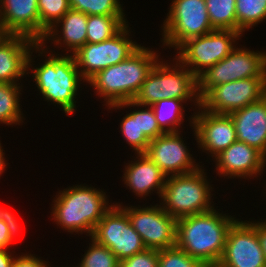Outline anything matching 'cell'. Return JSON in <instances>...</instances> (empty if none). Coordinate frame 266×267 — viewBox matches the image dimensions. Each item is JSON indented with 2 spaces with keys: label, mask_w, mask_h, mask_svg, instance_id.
<instances>
[{
  "label": "cell",
  "mask_w": 266,
  "mask_h": 267,
  "mask_svg": "<svg viewBox=\"0 0 266 267\" xmlns=\"http://www.w3.org/2000/svg\"><path fill=\"white\" fill-rule=\"evenodd\" d=\"M205 169L202 165L190 173L167 176L159 199L163 210L179 219L215 208L212 204L215 193H211L214 188Z\"/></svg>",
  "instance_id": "cell-6"
},
{
  "label": "cell",
  "mask_w": 266,
  "mask_h": 267,
  "mask_svg": "<svg viewBox=\"0 0 266 267\" xmlns=\"http://www.w3.org/2000/svg\"><path fill=\"white\" fill-rule=\"evenodd\" d=\"M216 267H266L256 230L247 220L238 218L230 227Z\"/></svg>",
  "instance_id": "cell-15"
},
{
  "label": "cell",
  "mask_w": 266,
  "mask_h": 267,
  "mask_svg": "<svg viewBox=\"0 0 266 267\" xmlns=\"http://www.w3.org/2000/svg\"><path fill=\"white\" fill-rule=\"evenodd\" d=\"M237 141L255 147L266 157V95L230 113Z\"/></svg>",
  "instance_id": "cell-21"
},
{
  "label": "cell",
  "mask_w": 266,
  "mask_h": 267,
  "mask_svg": "<svg viewBox=\"0 0 266 267\" xmlns=\"http://www.w3.org/2000/svg\"><path fill=\"white\" fill-rule=\"evenodd\" d=\"M161 26V48L176 50L186 40L210 33L212 28L205 0H171Z\"/></svg>",
  "instance_id": "cell-7"
},
{
  "label": "cell",
  "mask_w": 266,
  "mask_h": 267,
  "mask_svg": "<svg viewBox=\"0 0 266 267\" xmlns=\"http://www.w3.org/2000/svg\"><path fill=\"white\" fill-rule=\"evenodd\" d=\"M213 29L237 31L236 0H205Z\"/></svg>",
  "instance_id": "cell-27"
},
{
  "label": "cell",
  "mask_w": 266,
  "mask_h": 267,
  "mask_svg": "<svg viewBox=\"0 0 266 267\" xmlns=\"http://www.w3.org/2000/svg\"><path fill=\"white\" fill-rule=\"evenodd\" d=\"M158 51L140 46L126 60L98 72L87 83L110 106L132 101L157 61Z\"/></svg>",
  "instance_id": "cell-4"
},
{
  "label": "cell",
  "mask_w": 266,
  "mask_h": 267,
  "mask_svg": "<svg viewBox=\"0 0 266 267\" xmlns=\"http://www.w3.org/2000/svg\"><path fill=\"white\" fill-rule=\"evenodd\" d=\"M237 32L249 31L266 20V0H236Z\"/></svg>",
  "instance_id": "cell-28"
},
{
  "label": "cell",
  "mask_w": 266,
  "mask_h": 267,
  "mask_svg": "<svg viewBox=\"0 0 266 267\" xmlns=\"http://www.w3.org/2000/svg\"><path fill=\"white\" fill-rule=\"evenodd\" d=\"M251 77H266V52L237 46L197 77L199 97L214 86Z\"/></svg>",
  "instance_id": "cell-9"
},
{
  "label": "cell",
  "mask_w": 266,
  "mask_h": 267,
  "mask_svg": "<svg viewBox=\"0 0 266 267\" xmlns=\"http://www.w3.org/2000/svg\"><path fill=\"white\" fill-rule=\"evenodd\" d=\"M87 20V14L70 9L47 31L40 43L51 42L50 44H54L55 48L62 49L63 47V52L67 51L66 55H72L87 43Z\"/></svg>",
  "instance_id": "cell-22"
},
{
  "label": "cell",
  "mask_w": 266,
  "mask_h": 267,
  "mask_svg": "<svg viewBox=\"0 0 266 267\" xmlns=\"http://www.w3.org/2000/svg\"><path fill=\"white\" fill-rule=\"evenodd\" d=\"M130 28L127 23L111 39L86 43L72 54L86 84L98 72L126 60L142 45L132 40Z\"/></svg>",
  "instance_id": "cell-10"
},
{
  "label": "cell",
  "mask_w": 266,
  "mask_h": 267,
  "mask_svg": "<svg viewBox=\"0 0 266 267\" xmlns=\"http://www.w3.org/2000/svg\"><path fill=\"white\" fill-rule=\"evenodd\" d=\"M89 239L91 243L82 255L81 262L75 267H120V260L109 248L97 243L91 237Z\"/></svg>",
  "instance_id": "cell-31"
},
{
  "label": "cell",
  "mask_w": 266,
  "mask_h": 267,
  "mask_svg": "<svg viewBox=\"0 0 266 267\" xmlns=\"http://www.w3.org/2000/svg\"><path fill=\"white\" fill-rule=\"evenodd\" d=\"M241 32L214 29L182 43L175 57L196 77L229 55L238 45Z\"/></svg>",
  "instance_id": "cell-8"
},
{
  "label": "cell",
  "mask_w": 266,
  "mask_h": 267,
  "mask_svg": "<svg viewBox=\"0 0 266 267\" xmlns=\"http://www.w3.org/2000/svg\"><path fill=\"white\" fill-rule=\"evenodd\" d=\"M128 23L125 16L88 15L87 43L111 39Z\"/></svg>",
  "instance_id": "cell-26"
},
{
  "label": "cell",
  "mask_w": 266,
  "mask_h": 267,
  "mask_svg": "<svg viewBox=\"0 0 266 267\" xmlns=\"http://www.w3.org/2000/svg\"><path fill=\"white\" fill-rule=\"evenodd\" d=\"M219 210L213 208L177 219L176 246L207 267L217 266L228 231L237 220L235 216Z\"/></svg>",
  "instance_id": "cell-2"
},
{
  "label": "cell",
  "mask_w": 266,
  "mask_h": 267,
  "mask_svg": "<svg viewBox=\"0 0 266 267\" xmlns=\"http://www.w3.org/2000/svg\"><path fill=\"white\" fill-rule=\"evenodd\" d=\"M37 43L25 35H0V83H18L27 77L28 57Z\"/></svg>",
  "instance_id": "cell-19"
},
{
  "label": "cell",
  "mask_w": 266,
  "mask_h": 267,
  "mask_svg": "<svg viewBox=\"0 0 266 267\" xmlns=\"http://www.w3.org/2000/svg\"><path fill=\"white\" fill-rule=\"evenodd\" d=\"M137 107L139 109L140 132H143L150 140L156 139L165 133L158 125L151 106L137 104ZM143 107L145 108L143 109Z\"/></svg>",
  "instance_id": "cell-33"
},
{
  "label": "cell",
  "mask_w": 266,
  "mask_h": 267,
  "mask_svg": "<svg viewBox=\"0 0 266 267\" xmlns=\"http://www.w3.org/2000/svg\"><path fill=\"white\" fill-rule=\"evenodd\" d=\"M11 212V209L9 210L8 208L0 206V220L4 221V223L7 225L10 239L12 242H14V239L18 236V234H20L22 229H20L21 224L19 220H17L18 218H16L14 213Z\"/></svg>",
  "instance_id": "cell-35"
},
{
  "label": "cell",
  "mask_w": 266,
  "mask_h": 267,
  "mask_svg": "<svg viewBox=\"0 0 266 267\" xmlns=\"http://www.w3.org/2000/svg\"><path fill=\"white\" fill-rule=\"evenodd\" d=\"M48 263L49 261L47 262L35 254L22 252L19 256L16 254L12 267H46Z\"/></svg>",
  "instance_id": "cell-36"
},
{
  "label": "cell",
  "mask_w": 266,
  "mask_h": 267,
  "mask_svg": "<svg viewBox=\"0 0 266 267\" xmlns=\"http://www.w3.org/2000/svg\"><path fill=\"white\" fill-rule=\"evenodd\" d=\"M48 49L50 50L47 44L37 43L30 51L27 75L29 76L32 73L33 83L35 82L37 91L39 95L42 94L40 96H42L43 100L49 102V104L50 102L53 105L55 104V107L57 105L66 115L71 116L77 109L76 100H78L77 96L81 88L80 84L85 81L79 73L72 55L58 54L55 50L49 51ZM33 52L36 54L39 53L38 57L41 56L45 59L41 65L39 63V66H34L33 63L35 61L33 60L37 56L35 55L34 57ZM44 56L48 58L46 59Z\"/></svg>",
  "instance_id": "cell-1"
},
{
  "label": "cell",
  "mask_w": 266,
  "mask_h": 267,
  "mask_svg": "<svg viewBox=\"0 0 266 267\" xmlns=\"http://www.w3.org/2000/svg\"><path fill=\"white\" fill-rule=\"evenodd\" d=\"M188 117L198 149L214 158L237 141L235 126L230 114L205 111L199 107ZM211 155V156H210Z\"/></svg>",
  "instance_id": "cell-14"
},
{
  "label": "cell",
  "mask_w": 266,
  "mask_h": 267,
  "mask_svg": "<svg viewBox=\"0 0 266 267\" xmlns=\"http://www.w3.org/2000/svg\"><path fill=\"white\" fill-rule=\"evenodd\" d=\"M23 87L20 83H0V124L13 128L25 120L19 103Z\"/></svg>",
  "instance_id": "cell-24"
},
{
  "label": "cell",
  "mask_w": 266,
  "mask_h": 267,
  "mask_svg": "<svg viewBox=\"0 0 266 267\" xmlns=\"http://www.w3.org/2000/svg\"><path fill=\"white\" fill-rule=\"evenodd\" d=\"M167 132L150 141L147 155L166 176L186 174L197 170L202 162L189 152L182 133Z\"/></svg>",
  "instance_id": "cell-16"
},
{
  "label": "cell",
  "mask_w": 266,
  "mask_h": 267,
  "mask_svg": "<svg viewBox=\"0 0 266 267\" xmlns=\"http://www.w3.org/2000/svg\"><path fill=\"white\" fill-rule=\"evenodd\" d=\"M70 9L68 0H38L40 42L46 36L47 31Z\"/></svg>",
  "instance_id": "cell-29"
},
{
  "label": "cell",
  "mask_w": 266,
  "mask_h": 267,
  "mask_svg": "<svg viewBox=\"0 0 266 267\" xmlns=\"http://www.w3.org/2000/svg\"><path fill=\"white\" fill-rule=\"evenodd\" d=\"M158 267H207L177 246L159 250Z\"/></svg>",
  "instance_id": "cell-32"
},
{
  "label": "cell",
  "mask_w": 266,
  "mask_h": 267,
  "mask_svg": "<svg viewBox=\"0 0 266 267\" xmlns=\"http://www.w3.org/2000/svg\"><path fill=\"white\" fill-rule=\"evenodd\" d=\"M71 9L87 15L125 16L120 0H68Z\"/></svg>",
  "instance_id": "cell-30"
},
{
  "label": "cell",
  "mask_w": 266,
  "mask_h": 267,
  "mask_svg": "<svg viewBox=\"0 0 266 267\" xmlns=\"http://www.w3.org/2000/svg\"><path fill=\"white\" fill-rule=\"evenodd\" d=\"M173 58L172 63L163 61V57L157 61L132 101L151 106L171 98L192 102L195 111L200 107L197 77L176 57Z\"/></svg>",
  "instance_id": "cell-5"
},
{
  "label": "cell",
  "mask_w": 266,
  "mask_h": 267,
  "mask_svg": "<svg viewBox=\"0 0 266 267\" xmlns=\"http://www.w3.org/2000/svg\"><path fill=\"white\" fill-rule=\"evenodd\" d=\"M215 173L227 179L259 178L266 172V157L255 147L235 141L213 158Z\"/></svg>",
  "instance_id": "cell-17"
},
{
  "label": "cell",
  "mask_w": 266,
  "mask_h": 267,
  "mask_svg": "<svg viewBox=\"0 0 266 267\" xmlns=\"http://www.w3.org/2000/svg\"><path fill=\"white\" fill-rule=\"evenodd\" d=\"M15 251L0 249V267H12L15 259Z\"/></svg>",
  "instance_id": "cell-39"
},
{
  "label": "cell",
  "mask_w": 266,
  "mask_h": 267,
  "mask_svg": "<svg viewBox=\"0 0 266 267\" xmlns=\"http://www.w3.org/2000/svg\"><path fill=\"white\" fill-rule=\"evenodd\" d=\"M183 103L186 104L184 100L170 98L162 99L151 105L158 125L165 133L181 130V125L185 122L183 119L186 116L184 115L185 107Z\"/></svg>",
  "instance_id": "cell-25"
},
{
  "label": "cell",
  "mask_w": 266,
  "mask_h": 267,
  "mask_svg": "<svg viewBox=\"0 0 266 267\" xmlns=\"http://www.w3.org/2000/svg\"><path fill=\"white\" fill-rule=\"evenodd\" d=\"M12 243L7 225L0 220V249H10Z\"/></svg>",
  "instance_id": "cell-38"
},
{
  "label": "cell",
  "mask_w": 266,
  "mask_h": 267,
  "mask_svg": "<svg viewBox=\"0 0 266 267\" xmlns=\"http://www.w3.org/2000/svg\"><path fill=\"white\" fill-rule=\"evenodd\" d=\"M91 238L109 248L120 261L147 249L126 211L117 204H113L97 223Z\"/></svg>",
  "instance_id": "cell-12"
},
{
  "label": "cell",
  "mask_w": 266,
  "mask_h": 267,
  "mask_svg": "<svg viewBox=\"0 0 266 267\" xmlns=\"http://www.w3.org/2000/svg\"><path fill=\"white\" fill-rule=\"evenodd\" d=\"M135 156L134 160L124 165L123 184L138 198L146 199L153 192L161 198L167 176L144 153Z\"/></svg>",
  "instance_id": "cell-20"
},
{
  "label": "cell",
  "mask_w": 266,
  "mask_h": 267,
  "mask_svg": "<svg viewBox=\"0 0 266 267\" xmlns=\"http://www.w3.org/2000/svg\"><path fill=\"white\" fill-rule=\"evenodd\" d=\"M0 32L25 35L40 43L38 0H0Z\"/></svg>",
  "instance_id": "cell-18"
},
{
  "label": "cell",
  "mask_w": 266,
  "mask_h": 267,
  "mask_svg": "<svg viewBox=\"0 0 266 267\" xmlns=\"http://www.w3.org/2000/svg\"><path fill=\"white\" fill-rule=\"evenodd\" d=\"M46 267H51V265H50V262L48 263V265L46 266ZM58 267V266H57ZM65 267H67V266H65ZM69 267V266H68ZM74 267V266H73Z\"/></svg>",
  "instance_id": "cell-41"
},
{
  "label": "cell",
  "mask_w": 266,
  "mask_h": 267,
  "mask_svg": "<svg viewBox=\"0 0 266 267\" xmlns=\"http://www.w3.org/2000/svg\"><path fill=\"white\" fill-rule=\"evenodd\" d=\"M266 95V77H251L210 88L201 98L205 111L230 114Z\"/></svg>",
  "instance_id": "cell-13"
},
{
  "label": "cell",
  "mask_w": 266,
  "mask_h": 267,
  "mask_svg": "<svg viewBox=\"0 0 266 267\" xmlns=\"http://www.w3.org/2000/svg\"><path fill=\"white\" fill-rule=\"evenodd\" d=\"M1 141V140H0ZM2 143L0 142V177H1V175L3 174V172H5V170H6V168H7V165H9V164H7L6 163V158H5V152H3V151H5L2 147V145H1Z\"/></svg>",
  "instance_id": "cell-40"
},
{
  "label": "cell",
  "mask_w": 266,
  "mask_h": 267,
  "mask_svg": "<svg viewBox=\"0 0 266 267\" xmlns=\"http://www.w3.org/2000/svg\"><path fill=\"white\" fill-rule=\"evenodd\" d=\"M134 230L140 235L147 249L163 250L176 246L177 219L169 215L162 206H123Z\"/></svg>",
  "instance_id": "cell-11"
},
{
  "label": "cell",
  "mask_w": 266,
  "mask_h": 267,
  "mask_svg": "<svg viewBox=\"0 0 266 267\" xmlns=\"http://www.w3.org/2000/svg\"><path fill=\"white\" fill-rule=\"evenodd\" d=\"M84 185L75 184L57 192L50 215L51 221L65 232L91 237L97 223L114 203H109L108 194L103 189Z\"/></svg>",
  "instance_id": "cell-3"
},
{
  "label": "cell",
  "mask_w": 266,
  "mask_h": 267,
  "mask_svg": "<svg viewBox=\"0 0 266 267\" xmlns=\"http://www.w3.org/2000/svg\"><path fill=\"white\" fill-rule=\"evenodd\" d=\"M130 108L133 107V111L130 110V113H127L123 119H121L120 123V131L122 137L126 140L125 142L133 148V151L136 154L145 153L147 147L150 143V139L143 133L140 132V125H139V110L137 107V103L134 101L123 102L120 104H114L107 106V109L110 110H119L123 108Z\"/></svg>",
  "instance_id": "cell-23"
},
{
  "label": "cell",
  "mask_w": 266,
  "mask_h": 267,
  "mask_svg": "<svg viewBox=\"0 0 266 267\" xmlns=\"http://www.w3.org/2000/svg\"><path fill=\"white\" fill-rule=\"evenodd\" d=\"M256 230V234L258 236L259 242H260V246L263 250L264 253V257H265V262H266V218L265 220L261 219L260 221H248Z\"/></svg>",
  "instance_id": "cell-37"
},
{
  "label": "cell",
  "mask_w": 266,
  "mask_h": 267,
  "mask_svg": "<svg viewBox=\"0 0 266 267\" xmlns=\"http://www.w3.org/2000/svg\"><path fill=\"white\" fill-rule=\"evenodd\" d=\"M159 250L146 249L143 252L124 258L120 267H158Z\"/></svg>",
  "instance_id": "cell-34"
}]
</instances>
